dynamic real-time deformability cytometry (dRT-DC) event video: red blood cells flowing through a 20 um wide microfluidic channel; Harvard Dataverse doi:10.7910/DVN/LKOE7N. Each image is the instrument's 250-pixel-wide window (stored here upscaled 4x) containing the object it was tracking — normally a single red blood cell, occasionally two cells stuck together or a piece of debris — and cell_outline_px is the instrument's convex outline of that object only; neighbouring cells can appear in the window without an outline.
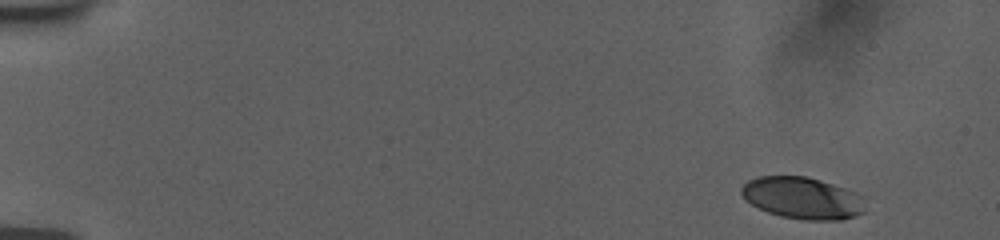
{"species": "human", "species_latin": "Homo sapiens", "temperature_condition": "room temperature", "stored_images_in_passage": 52, "camera_frame_rate_fps": 3000, "um_per_image_px": 0.085, "donor": {"sex": "female"}, "frame": {"image": 1, "passage_image": 1, "time_ms": 0.0, "image_size_px": [1000, 240], "cell_outline_px": [[864, 212], [856, 216], [840, 220], [804, 220], [780, 216], [768, 212], [752, 204], [740, 192], [740, 188], [748, 180], [760, 176], [804, 176], [820, 180], [856, 192], [864, 196]], "centroid_in_image_um": [68.24, 16.84], "position_along_channel_um": 16.8, "area_um2": 30.17}}
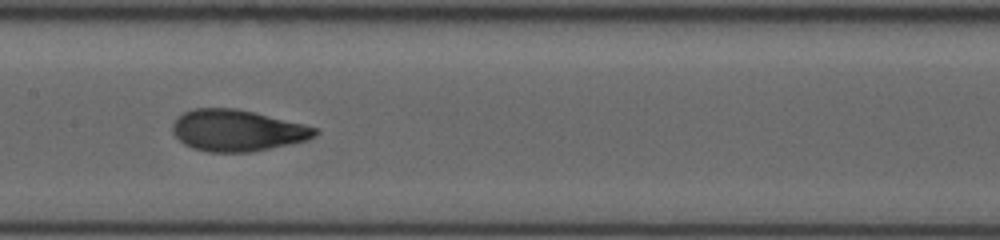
{"frame": {"image": 2, "passage_image": 26, "time_ms": 8.333, "image_size_px": [1000, 240], "cell_outline_px": [[320, 132], [316, 136], [308, 140], [252, 152], [208, 152], [192, 148], [184, 144], [172, 132], [172, 124], [176, 116], [192, 108], [236, 108], [304, 124], [320, 128]], "centroid_in_image_um": [20.17, 11.09], "position_along_channel_um": 187.2, "area_um2": 34.68}}
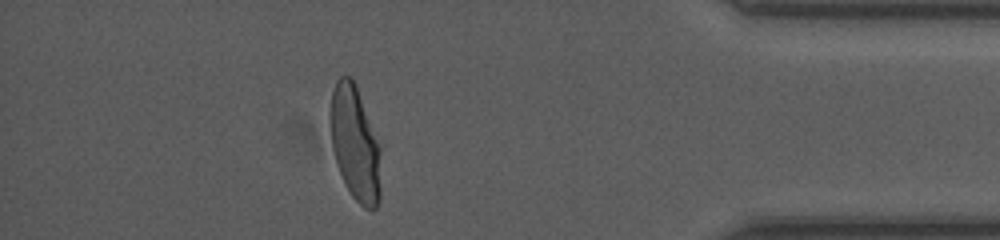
{"frame": {"image": 3, "passage_image": 46, "time_ms": 15.0, "image_size_px": [1000, 240], "cell_outline_px": [[380, 196], [376, 208], [364, 208], [352, 196], [340, 172], [332, 148], [328, 120], [328, 112], [332, 92], [336, 80], [340, 76], [352, 76], [356, 84], [380, 144]], "centroid_in_image_um": [30.16, 12.12], "position_along_channel_um": 405.0, "area_um2": 34.1}, "authors_computed_cell_mechanics": {"area_um2": 34.0153, "velocity_mm_per_s": 3.7752, "shape_relaxation_time_tau1_ms": 4.3796, "shape_relaxation_time_tau2_ms": 0.9527, "deformation_change_tau1": 0.1879, "deformation_change_tau2": 0.0693}}